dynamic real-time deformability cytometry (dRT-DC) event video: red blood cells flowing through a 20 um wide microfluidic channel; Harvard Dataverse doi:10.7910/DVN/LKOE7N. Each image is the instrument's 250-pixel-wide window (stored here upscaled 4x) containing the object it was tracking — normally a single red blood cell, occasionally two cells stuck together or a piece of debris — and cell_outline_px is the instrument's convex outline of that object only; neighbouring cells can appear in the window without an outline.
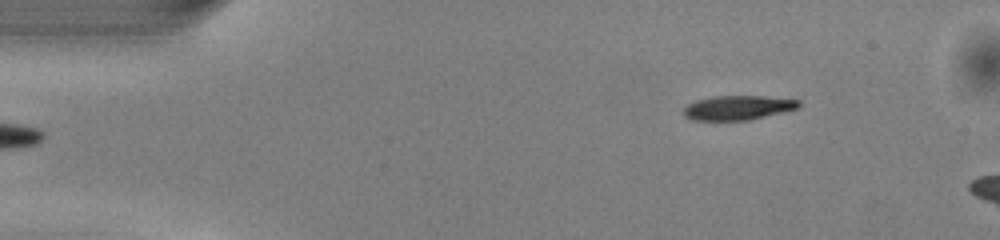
{"species": "common noctule bat (a hibernating species)", "species_latin": "Nyctalus noctula", "temperature_condition": "warm", "stored_images_in_passage": 6, "camera_frame_rate_fps": 3000, "um_per_image_px": 0.085, "animal": {"sex": "male", "body_mass_g": 13.0, "forearm_length_mm": 53.1}, "frame": {"image": 1, "passage_image": 1, "time_ms": 0.0, "image_size_px": [1000, 240], "cell_outline_px": [[800, 108], [748, 120], [692, 120], [684, 116], [684, 108], [688, 104], [696, 100], [712, 96], [764, 96], [800, 100]], "centroid_in_image_um": [62.73, 9.15], "position_along_channel_um": 22.3, "area_um2": 16.36}}